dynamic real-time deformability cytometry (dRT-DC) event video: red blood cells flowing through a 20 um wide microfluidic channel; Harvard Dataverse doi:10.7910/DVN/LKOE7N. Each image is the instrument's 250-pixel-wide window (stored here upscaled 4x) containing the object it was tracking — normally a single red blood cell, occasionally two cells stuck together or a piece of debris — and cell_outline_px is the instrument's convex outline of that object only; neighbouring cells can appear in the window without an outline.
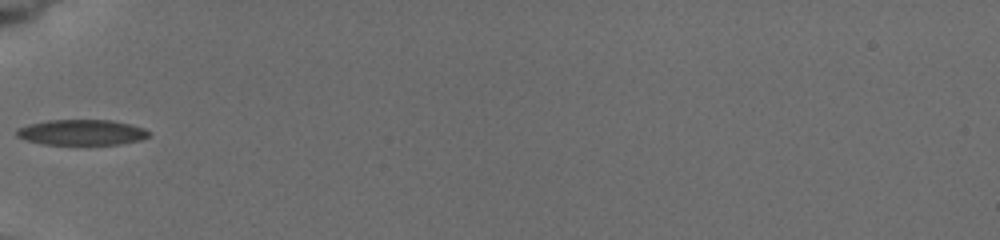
{"species": "common noctule bat (a hibernating species)", "species_latin": "Nyctalus noctula", "temperature_condition": "cold", "stored_images_in_passage": 4, "camera_frame_rate_fps": 3000, "um_per_image_px": 0.085, "animal": {"sex": "female", "body_mass_g": 19.5, "forearm_length_mm": 54.1}, "frame": {"image": 1, "passage_image": 1, "time_ms": 0.0, "image_size_px": [1000, 240], "cell_outline_px": [[148, 136], [140, 140], [116, 144], [44, 144], [24, 140], [16, 136], [16, 128], [28, 124], [48, 120], [112, 120], [132, 124], [144, 128], [148, 132]], "centroid_in_image_um": [6.89, 11.24], "position_along_channel_um": 78.1, "area_um2": 19.65}}
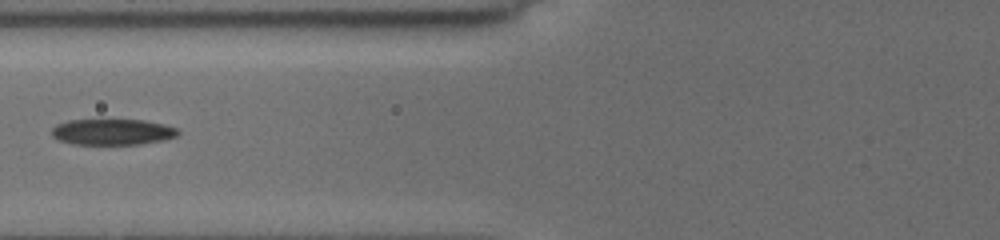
{"frame": {"image": 2, "passage_image": 2, "time_ms": 1.0, "image_size_px": [1000, 240], "cell_outline_px": [[180, 132], [176, 136], [164, 140], [140, 144], [72, 144], [60, 140], [52, 136], [52, 128], [56, 124], [68, 120], [144, 120], [164, 124], [176, 128]], "centroid_in_image_um": [9.56, 11.21], "position_along_channel_um": 116.2, "area_um2": 19.07}}
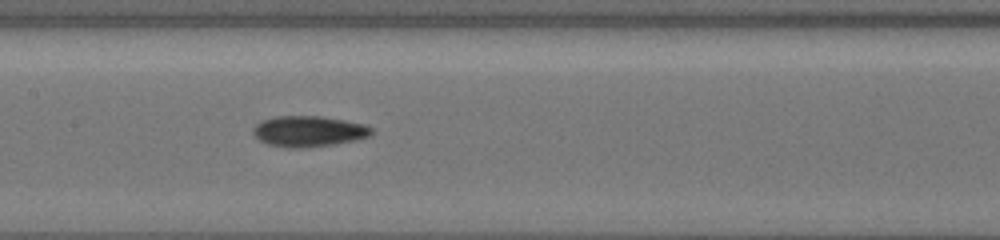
{"frame": {"image": 3, "passage_image": 4, "time_ms": 2.667, "image_size_px": [1000, 240], "cell_outline_px": [[372, 132], [368, 136], [356, 140], [332, 144], [300, 148], [288, 148], [268, 144], [260, 140], [252, 132], [252, 128], [260, 120], [272, 116], [320, 116], [344, 120], [364, 124], [372, 128]], "centroid_in_image_um": [26.19, 11.15], "position_along_channel_um": 181.2, "area_um2": 21.21}}